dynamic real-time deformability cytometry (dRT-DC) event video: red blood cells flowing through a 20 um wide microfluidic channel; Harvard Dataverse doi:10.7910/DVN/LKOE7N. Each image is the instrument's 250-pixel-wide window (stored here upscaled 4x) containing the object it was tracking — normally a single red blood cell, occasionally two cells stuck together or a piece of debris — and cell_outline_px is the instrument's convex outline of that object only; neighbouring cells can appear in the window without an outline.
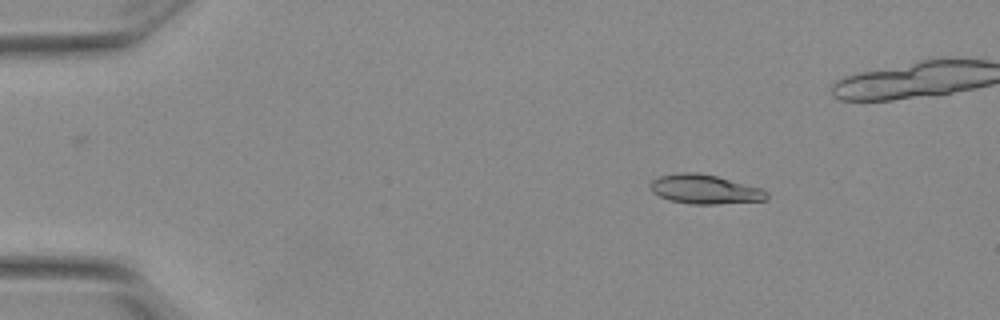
{"species": "Egyptian fruit bat (a non-hibernating species)", "species_latin": "Rousettus aegyptiacus", "temperature_condition": "warm", "stored_images_in_passage": 4, "camera_frame_rate_fps": 3000, "um_per_image_px": 0.085, "animal": {"sex": "female"}, "frame": {"image": 1, "passage_image": 1, "time_ms": 0.0, "image_size_px": [1000, 320], "cell_outline_px": [[768, 200], [716, 204], [692, 204], [672, 200], [660, 196], [652, 192], [648, 184], [652, 180], [660, 176], [676, 172], [700, 172], [716, 176], [760, 188], [768, 192]], "centroid_in_image_um": [59.89, 16.08], "position_along_channel_um": 25.1, "area_um2": 19.83}}
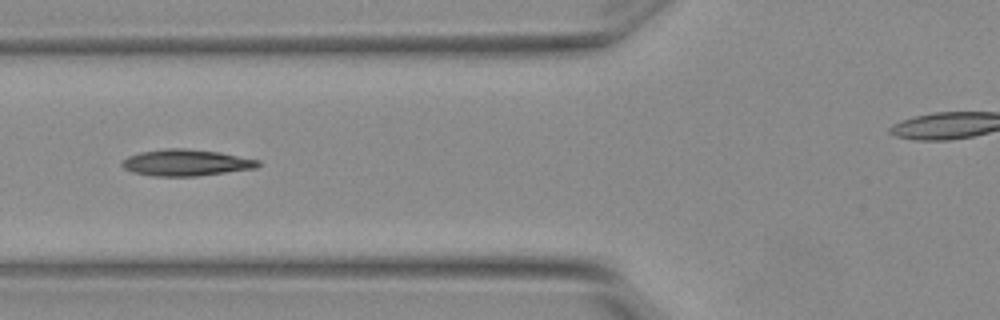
{"frame": {"image": 2, "passage_image": 4, "time_ms": 1.0, "image_size_px": [1000, 320], "cell_outline_px": [[260, 164], [256, 168], [196, 176], [152, 176], [132, 172], [124, 168], [120, 164], [120, 160], [128, 156], [140, 152], [164, 148], [184, 148], [220, 152], [260, 160]], "centroid_in_image_um": [15.77, 13.82], "position_along_channel_um": 110.0, "area_um2": 21.1}}